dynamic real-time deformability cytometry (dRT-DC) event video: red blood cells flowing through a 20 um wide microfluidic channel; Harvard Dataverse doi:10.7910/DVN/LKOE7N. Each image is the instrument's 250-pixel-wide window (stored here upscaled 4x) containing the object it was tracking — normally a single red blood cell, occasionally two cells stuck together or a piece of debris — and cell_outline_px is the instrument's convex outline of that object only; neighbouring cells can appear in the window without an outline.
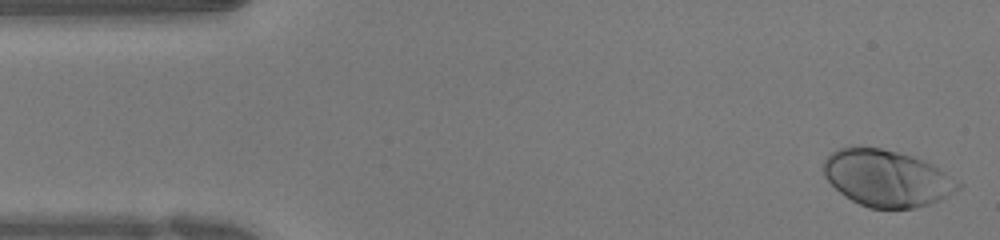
{"species": "human", "species_latin": "Homo sapiens", "temperature_condition": "warm", "stored_images_in_passage": 50, "camera_frame_rate_fps": 3000, "um_per_image_px": 0.085, "donor": {"sex": "female"}, "frame": {"image": 1, "passage_image": 1, "time_ms": 0.0, "image_size_px": [1000, 240], "cell_outline_px": [[964, 184], [960, 188], [940, 200], [916, 208], [868, 208], [844, 196], [824, 176], [824, 160], [832, 152], [840, 148], [852, 144], [880, 148], [912, 156], [932, 164]], "centroid_in_image_um": [75.37, 15.13], "position_along_channel_um": 9.6, "area_um2": 44.45}}
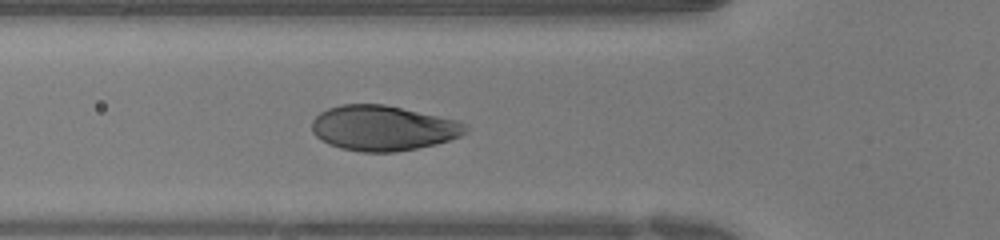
{"frame": {"image": 2, "passage_image": 16, "time_ms": 5.0, "image_size_px": [1000, 240], "cell_outline_px": [[468, 128], [460, 136], [436, 144], [396, 152], [360, 152], [340, 148], [328, 144], [320, 140], [312, 132], [312, 120], [320, 112], [328, 108], [340, 104], [384, 104], [460, 120], [468, 124]], "centroid_in_image_um": [32.55, 10.88], "position_along_channel_um": 93.2, "area_um2": 40.75}}
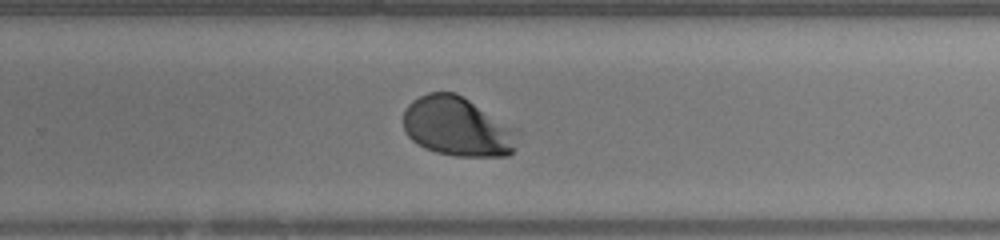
{"frame": {"image": 3, "passage_image": 31, "time_ms": 10.0, "image_size_px": [1000, 240], "cell_outline_px": [[520, 128], [516, 148], [508, 156], [456, 156], [436, 152], [424, 148], [412, 140], [408, 136], [404, 128], [404, 112], [408, 104], [412, 100], [428, 92], [456, 92]], "centroid_in_image_um": [38.95, 10.76], "position_along_channel_um": 290.8, "area_um2": 40.29}, "authors_computed_cell_mechanics": {"area_um2": 41.7027, "velocity_mm_per_s": 3.9626, "shape_relaxation_time_tau1_ms": 2.1463, "shape_relaxation_time_tau2_ms": null, "deformation_change_tau1": 0.1889, "deformation_change_tau2": null}}